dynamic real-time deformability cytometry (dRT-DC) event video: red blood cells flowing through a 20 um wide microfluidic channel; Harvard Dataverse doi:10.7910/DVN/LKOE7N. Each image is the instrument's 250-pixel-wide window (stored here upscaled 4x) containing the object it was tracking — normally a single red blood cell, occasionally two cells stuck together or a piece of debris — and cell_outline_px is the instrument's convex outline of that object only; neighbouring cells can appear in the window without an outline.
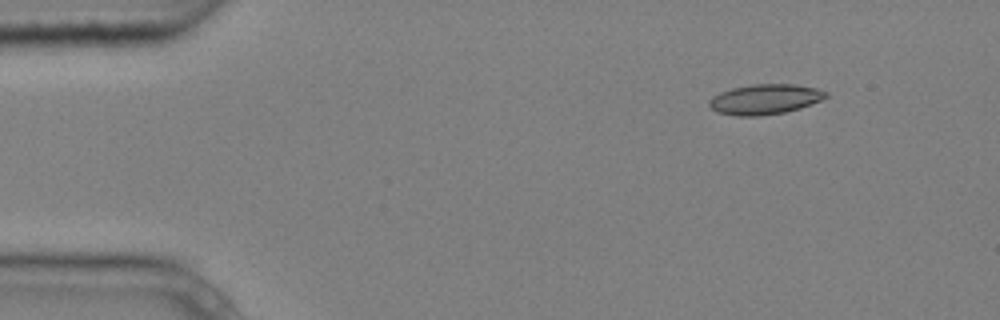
{"species": "common noctule bat (a hibernating species)", "species_latin": "Nyctalus noctula", "temperature_condition": "cold", "stored_images_in_passage": 6, "camera_frame_rate_fps": 3000, "um_per_image_px": 0.085, "animal": {"sex": "male", "body_mass_g": 20.4}, "frame": {"image": 1, "passage_image": 2, "time_ms": 0.333, "image_size_px": [1000, 320], "cell_outline_px": [[828, 96], [820, 100], [800, 108], [784, 112], [760, 116], [736, 116], [716, 112], [708, 104], [708, 100], [712, 96], [720, 92], [732, 88], [752, 84], [792, 84], [816, 88], [828, 92]], "centroid_in_image_um": [64.98, 8.44], "position_along_channel_um": 20.0, "area_um2": 20.52}}
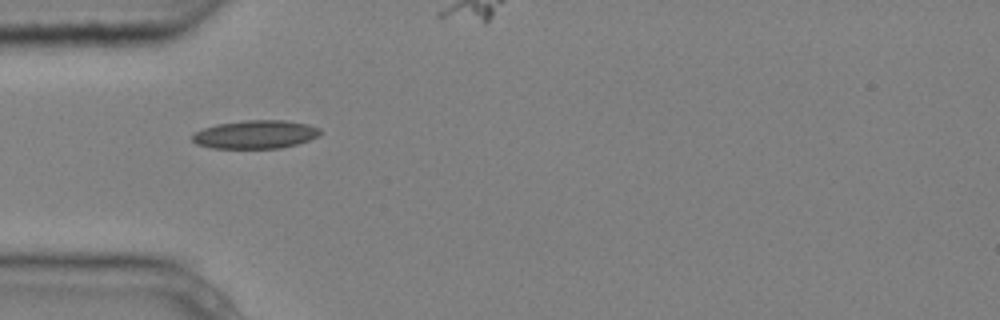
{"frame": {"image": 2, "passage_image": 5, "time_ms": 1.333, "image_size_px": [1000, 320], "cell_outline_px": [[320, 136], [296, 144], [280, 148], [212, 148], [196, 144], [192, 140], [192, 136], [196, 132], [204, 128], [216, 124], [244, 120], [284, 120], [308, 124], [320, 128]], "centroid_in_image_um": [21.72, 11.42], "position_along_channel_um": 63.3, "area_um2": 21.1}}
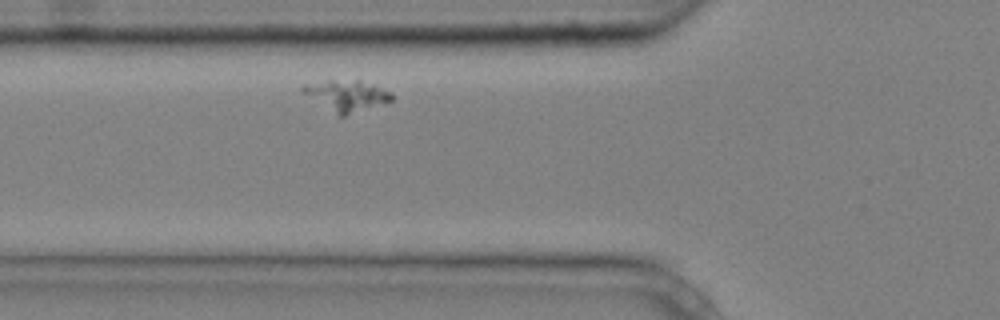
{"frame": {"image": 3, "passage_image": 6, "time_ms": 1.667, "image_size_px": [1000, 320], "cell_outline_px": [[392, 100], [344, 116], [336, 116], [300, 92], [300, 88], [304, 84], [328, 80], [356, 80], [372, 84], [392, 92]], "centroid_in_image_um": [29.38, 8.13], "position_along_channel_um": 96.4, "area_um2": 16.13}}